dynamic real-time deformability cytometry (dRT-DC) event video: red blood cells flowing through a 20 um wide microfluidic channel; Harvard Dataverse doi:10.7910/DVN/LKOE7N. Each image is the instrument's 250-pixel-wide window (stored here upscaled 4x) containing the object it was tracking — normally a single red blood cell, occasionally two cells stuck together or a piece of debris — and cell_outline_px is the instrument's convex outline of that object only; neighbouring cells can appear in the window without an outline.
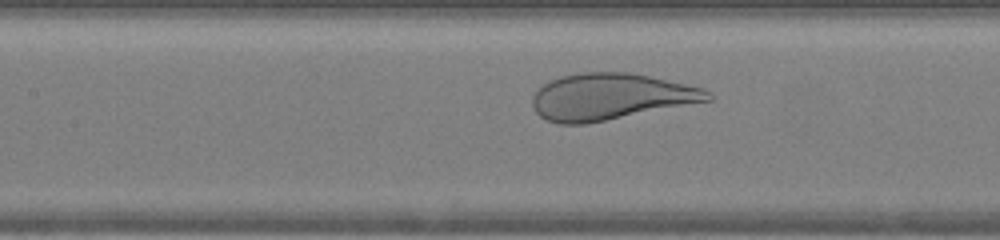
{"species": "human", "species_latin": "Homo sapiens", "temperature_condition": "warm", "stored_images_in_passage": 25, "camera_frame_rate_fps": 3000, "um_per_image_px": 0.085, "donor": {"sex": "female"}, "frame": {"image": 1, "passage_image": 8, "time_ms": 2.333, "image_size_px": [1000, 240], "cell_outline_px": [[712, 100], [584, 124], [560, 124], [548, 120], [540, 116], [536, 112], [532, 104], [532, 96], [544, 84], [560, 76], [580, 72], [628, 72], [648, 76], [704, 88], [712, 96]], "centroid_in_image_um": [51.87, 8.21], "position_along_channel_um": 155.5, "area_um2": 46.99}}
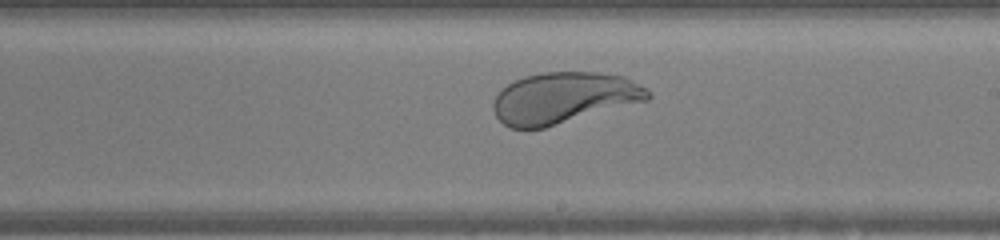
{"frame": {"image": 2, "passage_image": 14, "time_ms": 4.333, "image_size_px": [1000, 240], "cell_outline_px": [[652, 96], [648, 100], [544, 128], [512, 128], [504, 124], [496, 116], [492, 108], [492, 104], [496, 96], [508, 84], [524, 76], [544, 72], [600, 72], [624, 76], [648, 88], [652, 92]], "centroid_in_image_um": [47.96, 8.31], "position_along_channel_um": 241.0, "area_um2": 46.12}}
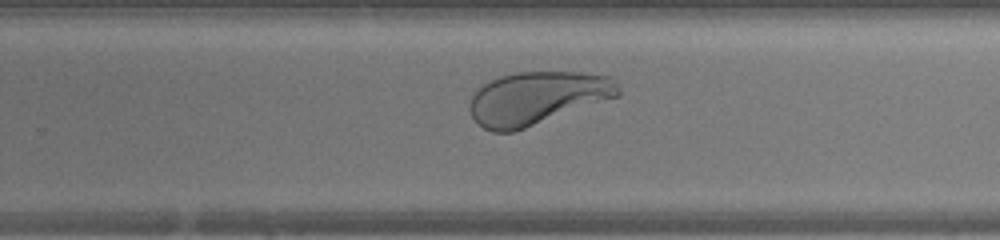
{"frame": {"image": 3, "passage_image": 17, "time_ms": 5.333, "image_size_px": [1000, 240], "cell_outline_px": [[620, 96], [512, 132], [492, 132], [484, 128], [472, 116], [468, 108], [472, 96], [488, 80], [500, 76], [516, 72], [580, 72], [608, 76], [616, 80], [620, 84]], "centroid_in_image_um": [45.68, 8.32], "position_along_channel_um": 284.1, "area_um2": 45.78}, "authors_computed_cell_mechanics": {"area_um2": 46.9914, "velocity_mm_per_s": 4.3123, "shape_relaxation_time_tau1_ms": 2.8554, "shape_relaxation_time_tau2_ms": null, "deformation_change_tau1": 0.1644, "deformation_change_tau2": null}}